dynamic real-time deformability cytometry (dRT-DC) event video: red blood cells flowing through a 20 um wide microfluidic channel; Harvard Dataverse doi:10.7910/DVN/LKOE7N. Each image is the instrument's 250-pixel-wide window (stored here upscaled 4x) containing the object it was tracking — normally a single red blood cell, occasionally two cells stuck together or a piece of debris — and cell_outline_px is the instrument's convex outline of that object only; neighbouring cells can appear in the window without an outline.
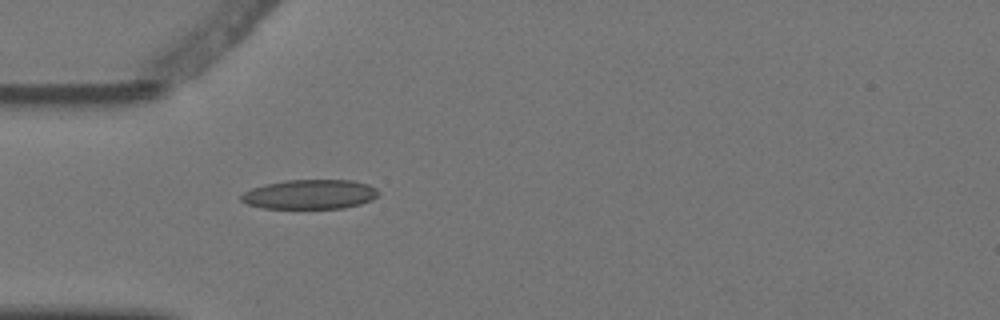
{"species": "Egyptian fruit bat (a non-hibernating species)", "species_latin": "Rousettus aegyptiacus", "temperature_condition": "warm", "stored_images_in_passage": 1, "camera_frame_rate_fps": 3000, "um_per_image_px": 0.085, "animal": {"sex": "female"}, "frame": {"image": 1, "passage_image": 1, "time_ms": 0.0, "image_size_px": [1000, 320], "cell_outline_px": [[380, 192], [372, 200], [360, 204], [344, 208], [264, 208], [248, 204], [240, 200], [240, 196], [244, 192], [252, 188], [264, 184], [284, 180], [352, 180], [368, 184], [376, 188]], "centroid_in_image_um": [26.35, 16.51], "position_along_channel_um": 58.7, "area_um2": 23.64}}